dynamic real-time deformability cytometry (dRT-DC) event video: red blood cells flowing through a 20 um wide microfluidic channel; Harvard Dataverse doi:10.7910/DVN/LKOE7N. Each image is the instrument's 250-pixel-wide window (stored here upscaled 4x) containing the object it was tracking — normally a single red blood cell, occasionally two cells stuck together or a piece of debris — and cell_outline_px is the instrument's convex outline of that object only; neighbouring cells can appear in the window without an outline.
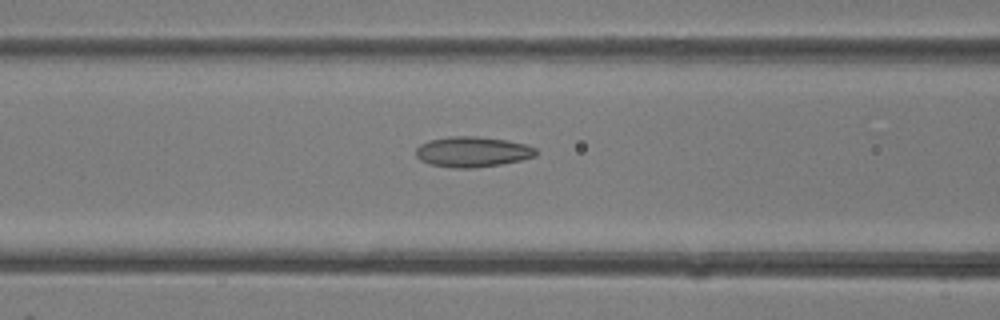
{"species": "common noctule bat (a hibernating species)", "species_latin": "Nyctalus noctula", "temperature_condition": "room temperature", "stored_images_in_passage": 39, "camera_frame_rate_fps": 3000, "um_per_image_px": 0.085, "animal": {"sex": "female"}, "frame": {"image": 1, "passage_image": 16, "time_ms": 5.0, "image_size_px": [1000, 320], "cell_outline_px": [[536, 156], [520, 160], [500, 164], [476, 168], [452, 168], [428, 164], [420, 160], [416, 156], [416, 148], [420, 144], [428, 140], [448, 136], [476, 136], [508, 140], [528, 144], [536, 148]], "centroid_in_image_um": [40.14, 12.9], "position_along_channel_um": 126.5, "area_um2": 21.56}}
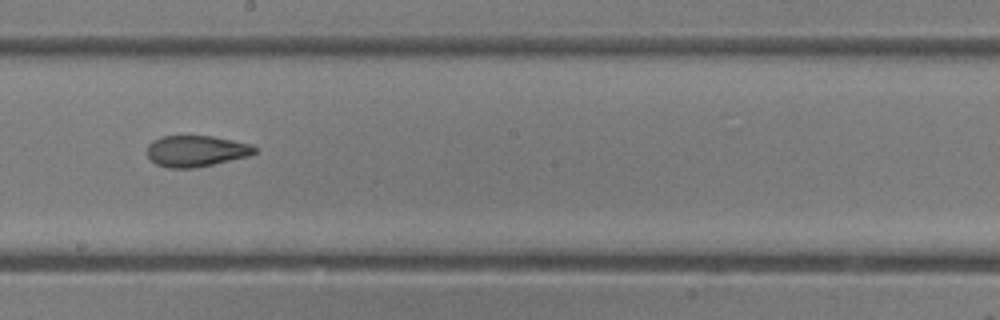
{"frame": {"image": 2, "passage_image": 22, "time_ms": 7.0, "image_size_px": [1000, 320], "cell_outline_px": [[256, 152], [248, 156], [196, 168], [168, 168], [156, 164], [148, 156], [148, 144], [152, 140], [160, 136], [212, 136], [252, 144], [256, 148]], "centroid_in_image_um": [16.66, 12.83], "position_along_channel_um": 231.5, "area_um2": 19.54}}
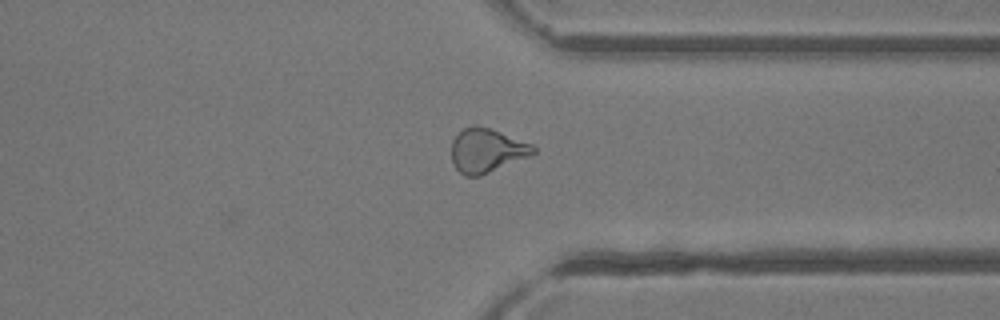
{"frame": {"image": 3, "passage_image": 30, "time_ms": 9.667, "image_size_px": [1000, 320], "cell_outline_px": [[536, 152], [532, 156], [480, 176], [464, 176], [452, 164], [452, 140], [464, 128], [472, 124], [476, 124], [500, 132], [532, 144], [536, 148]], "centroid_in_image_um": [41.38, 12.8], "position_along_channel_um": 370.0, "area_um2": 21.1}}